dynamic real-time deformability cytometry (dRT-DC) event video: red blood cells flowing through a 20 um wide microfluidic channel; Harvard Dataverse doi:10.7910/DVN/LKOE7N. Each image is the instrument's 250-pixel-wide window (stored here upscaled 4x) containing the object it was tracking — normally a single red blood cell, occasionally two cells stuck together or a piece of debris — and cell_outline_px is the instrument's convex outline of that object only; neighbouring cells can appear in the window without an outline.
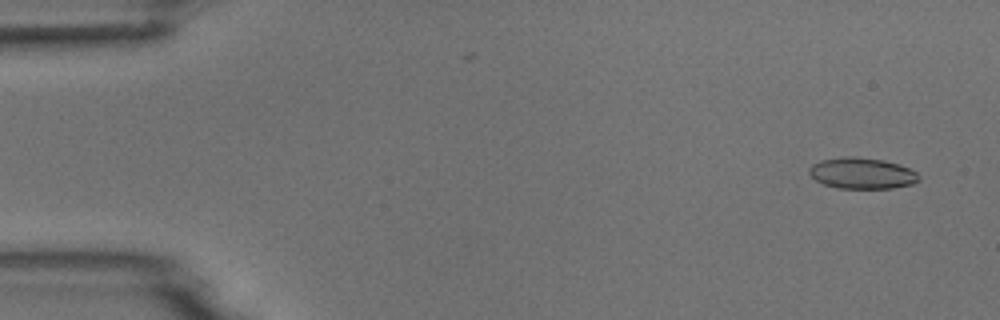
{"species": "common noctule bat (a hibernating species)", "species_latin": "Nyctalus noctula", "temperature_condition": "room temperature", "stored_images_in_passage": 8, "camera_frame_rate_fps": 3000, "um_per_image_px": 0.085, "animal": {"sex": "male", "body_mass_g": 18.8}, "frame": {"image": 1, "passage_image": 1, "time_ms": 0.0, "image_size_px": [1000, 320], "cell_outline_px": [[920, 180], [912, 184], [892, 188], [836, 188], [824, 184], [816, 180], [808, 172], [808, 168], [812, 164], [820, 160], [844, 156], [856, 156], [884, 160], [908, 168], [916, 172], [920, 176]], "centroid_in_image_um": [73.24, 14.72], "position_along_channel_um": 11.8, "area_um2": 19.94}}
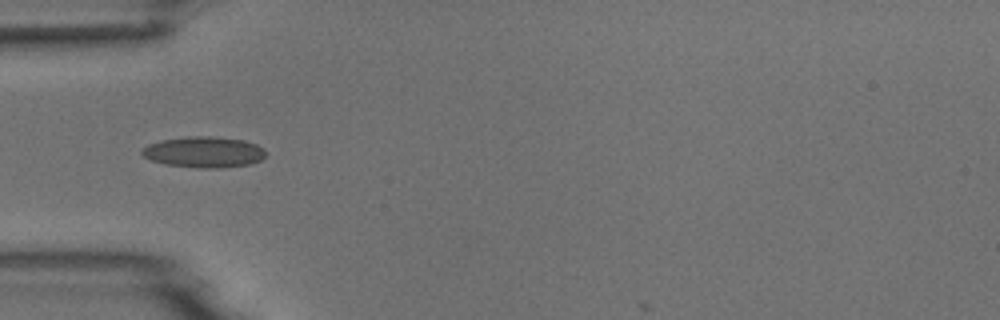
{"frame": {"image": 2, "passage_image": 5, "time_ms": 4.667, "image_size_px": [1000, 320], "cell_outline_px": [[264, 156], [260, 160], [252, 164], [220, 168], [196, 168], [164, 164], [152, 160], [144, 156], [140, 152], [148, 144], [160, 140], [188, 136], [212, 136], [244, 140], [256, 144], [264, 148]], "centroid_in_image_um": [17.33, 12.93], "position_along_channel_um": 67.7, "area_um2": 22.43}}